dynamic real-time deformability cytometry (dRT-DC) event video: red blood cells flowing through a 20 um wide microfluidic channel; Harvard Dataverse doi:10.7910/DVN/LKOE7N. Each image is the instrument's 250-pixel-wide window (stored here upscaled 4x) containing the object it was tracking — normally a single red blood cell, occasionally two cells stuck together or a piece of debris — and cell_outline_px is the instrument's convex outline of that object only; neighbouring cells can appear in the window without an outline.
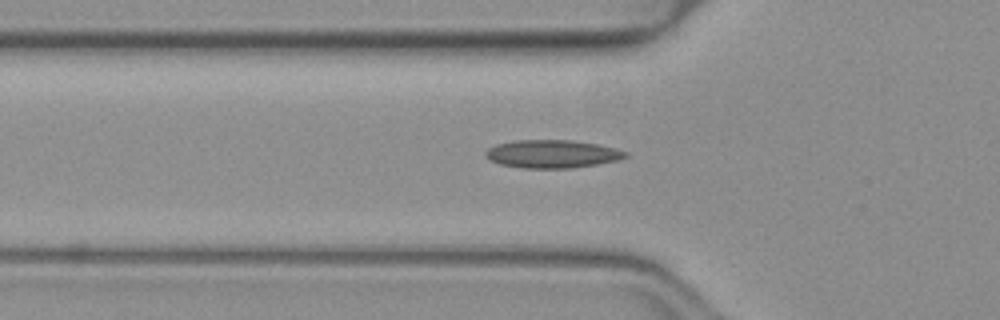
{"species": "common noctule bat (a hibernating species)", "species_latin": "Nyctalus noctula", "temperature_condition": "warm", "stored_images_in_passage": 31, "camera_frame_rate_fps": 3000, "um_per_image_px": 0.085, "animal": {"sex": "female", "body_mass_g": 19.3, "forearm_length_mm": 54.1}, "frame": {"image": 1, "passage_image": 3, "time_ms": 0.667, "image_size_px": [1000, 320], "cell_outline_px": [[628, 156], [620, 160], [572, 168], [524, 168], [500, 164], [484, 156], [484, 152], [488, 148], [496, 144], [516, 140], [572, 140], [596, 144], [616, 148], [628, 152]], "centroid_in_image_um": [46.95, 13.08], "position_along_channel_um": 78.9, "area_um2": 22.89}}
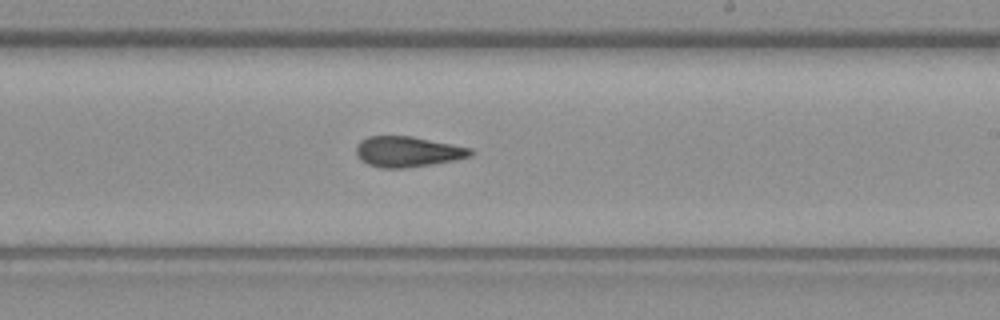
{"frame": {"image": 2, "passage_image": 16, "time_ms": 5.0, "image_size_px": [1000, 320], "cell_outline_px": [[476, 152], [472, 156], [456, 160], [432, 164], [404, 168], [380, 168], [368, 164], [360, 160], [356, 156], [356, 144], [360, 140], [368, 136], [412, 136], [472, 148]], "centroid_in_image_um": [34.66, 12.89], "position_along_channel_um": 254.3, "area_um2": 20.63}}
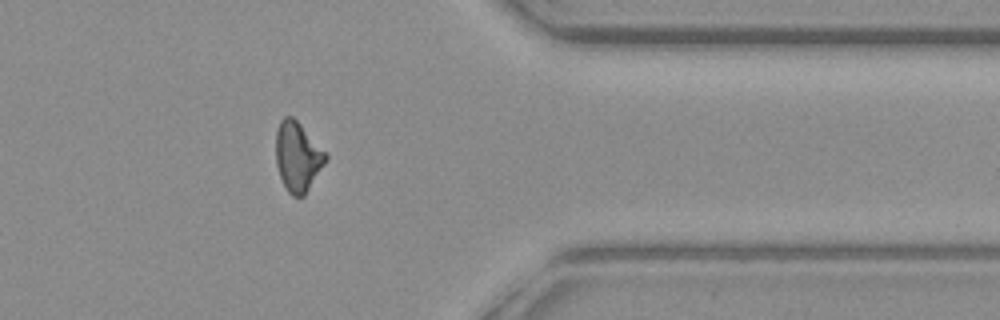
{"frame": {"image": 3, "passage_image": 27, "time_ms": 8.667, "image_size_px": [1000, 320], "cell_outline_px": [[328, 160], [304, 196], [292, 196], [288, 192], [280, 176], [276, 164], [276, 132], [280, 120], [284, 116], [292, 116], [328, 152]], "centroid_in_image_um": [25.33, 13.3], "position_along_channel_um": 386.1, "area_um2": 20.4}, "authors_computed_cell_mechanics": {"area_um2": 20.6346, "velocity_mm_per_s": 4.035, "shape_relaxation_time_tau1_ms": null, "shape_relaxation_time_tau2_ms": 3.2576, "deformation_change_tau1": null, "deformation_change_tau2": 0.0993}}